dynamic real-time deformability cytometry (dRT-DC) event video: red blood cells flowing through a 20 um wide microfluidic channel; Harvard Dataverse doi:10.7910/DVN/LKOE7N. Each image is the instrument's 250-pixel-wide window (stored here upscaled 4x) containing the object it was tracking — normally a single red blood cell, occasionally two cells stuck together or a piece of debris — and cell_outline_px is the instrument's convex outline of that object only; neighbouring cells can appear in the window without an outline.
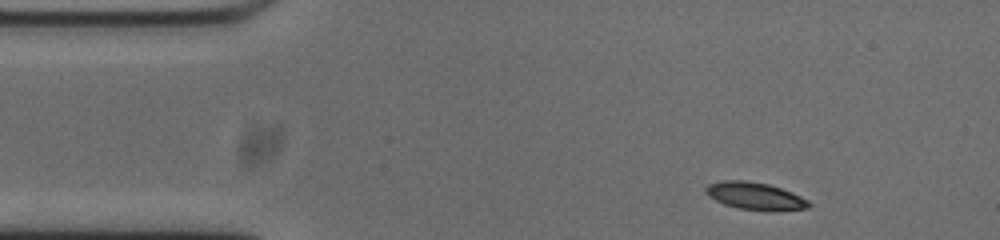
{"species": "common noctule bat (a hibernating species)", "species_latin": "Nyctalus noctula", "temperature_condition": "cold", "stored_images_in_passage": 48, "camera_frame_rate_fps": 3000, "um_per_image_px": 0.085, "animal": {"sex": "male", "body_mass_g": 20.0, "forearm_length_mm": 53.3}, "frame": {"image": 1, "passage_image": 1, "time_ms": 0.0, "image_size_px": [1000, 240], "cell_outline_px": [[812, 204], [808, 208], [740, 208], [724, 204], [708, 196], [704, 192], [704, 188], [708, 184], [724, 180], [744, 180], [768, 184], [792, 192], [808, 200]], "centroid_in_image_um": [64.09, 16.6], "position_along_channel_um": 20.9, "area_um2": 15.61}}
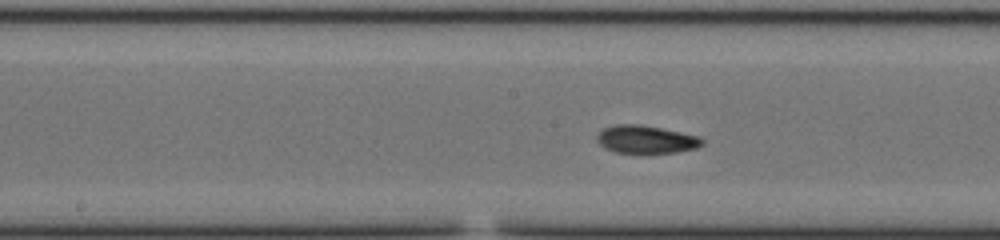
{"frame": {"image": 2, "passage_image": 20, "time_ms": 6.333, "image_size_px": [1000, 240], "cell_outline_px": [[704, 144], [696, 148], [676, 152], [648, 156], [640, 156], [616, 152], [604, 148], [596, 140], [596, 136], [600, 128], [616, 124], [640, 124], [700, 136], [704, 140]], "centroid_in_image_um": [54.88, 11.89], "position_along_channel_um": 193.3, "area_um2": 18.09}}
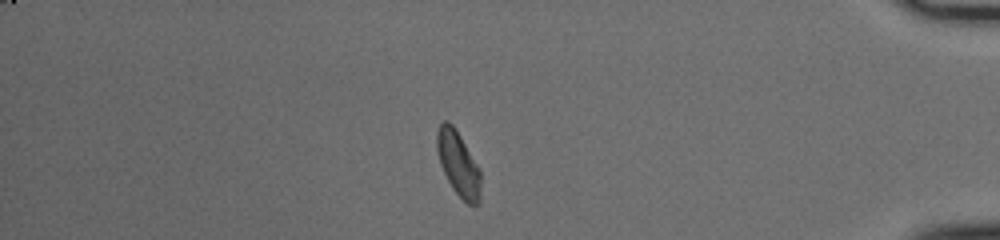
{"frame": {"image": 3, "passage_image": 40, "time_ms": 13.0, "image_size_px": [1000, 240], "cell_outline_px": [[480, 204], [468, 204], [452, 188], [440, 164], [436, 148], [436, 132], [440, 124], [444, 120], [448, 120], [452, 124], [460, 136], [480, 168]], "centroid_in_image_um": [38.95, 13.89], "position_along_channel_um": 396.3, "area_um2": 16.42}, "authors_computed_cell_mechanics": {"area_um2": 16.4152, "velocity_mm_per_s": 3.7218, "shape_relaxation_time_tau1_ms": 5.5895, "shape_relaxation_time_tau2_ms": 3.9641, "deformation_change_tau1": 0.1529, "deformation_change_tau2": 0.0762}}